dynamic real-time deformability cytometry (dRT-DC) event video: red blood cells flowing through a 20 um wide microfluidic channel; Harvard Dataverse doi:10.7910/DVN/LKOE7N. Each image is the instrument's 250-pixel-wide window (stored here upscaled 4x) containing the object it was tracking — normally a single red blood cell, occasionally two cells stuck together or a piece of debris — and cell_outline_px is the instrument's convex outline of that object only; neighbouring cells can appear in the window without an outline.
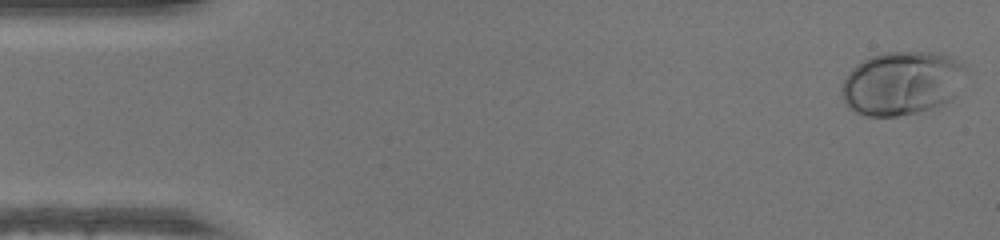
{"species": "human", "species_latin": "Homo sapiens", "temperature_condition": "warm", "stored_images_in_passage": 48, "camera_frame_rate_fps": 3000, "um_per_image_px": 0.085, "donor": {"sex": "male"}, "frame": {"image": 1, "passage_image": 1, "time_ms": 0.0, "image_size_px": [1000, 240], "cell_outline_px": [[964, 68], [952, 100], [932, 108], [916, 112], [896, 116], [868, 116], [856, 112], [848, 108], [840, 92], [840, 88], [848, 72], [856, 64], [872, 56], [884, 52], [932, 52], [952, 56]], "centroid_in_image_um": [76.58, 7.07], "position_along_channel_um": 8.4, "area_um2": 45.6}}
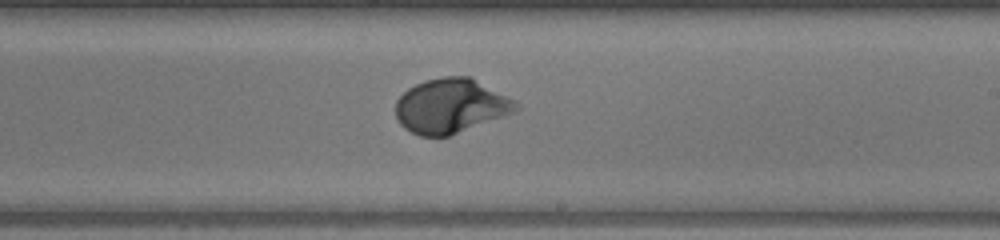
{"frame": {"image": 2, "passage_image": 28, "time_ms": 9.0, "image_size_px": [1000, 240], "cell_outline_px": [[520, 108], [516, 112], [448, 136], [420, 136], [404, 128], [400, 124], [396, 116], [396, 100], [408, 88], [424, 80], [440, 76], [472, 76], [516, 100], [520, 104]], "centroid_in_image_um": [38.35, 8.98], "position_along_channel_um": 250.6, "area_um2": 38.61}}
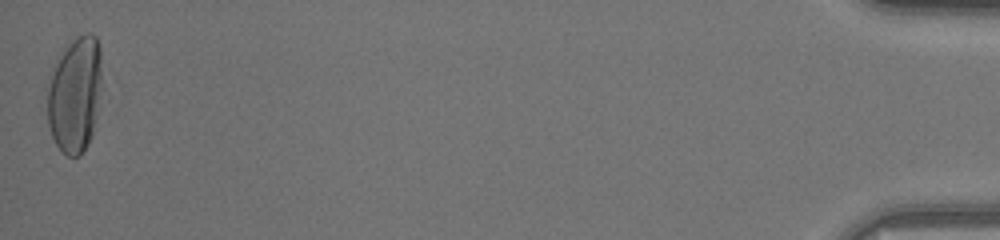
{"frame": {"image": 3, "passage_image": 48, "time_ms": 15.667, "image_size_px": [1000, 240], "cell_outline_px": [[100, 80], [96, 116], [92, 136], [88, 144], [80, 156], [68, 156], [56, 144], [52, 136], [48, 124], [48, 88], [56, 64], [60, 56], [68, 44], [76, 36], [84, 32], [92, 32], [96, 36], [100, 48]], "centroid_in_image_um": [6.38, 8.03], "position_along_channel_um": 428.8, "area_um2": 36.18}}